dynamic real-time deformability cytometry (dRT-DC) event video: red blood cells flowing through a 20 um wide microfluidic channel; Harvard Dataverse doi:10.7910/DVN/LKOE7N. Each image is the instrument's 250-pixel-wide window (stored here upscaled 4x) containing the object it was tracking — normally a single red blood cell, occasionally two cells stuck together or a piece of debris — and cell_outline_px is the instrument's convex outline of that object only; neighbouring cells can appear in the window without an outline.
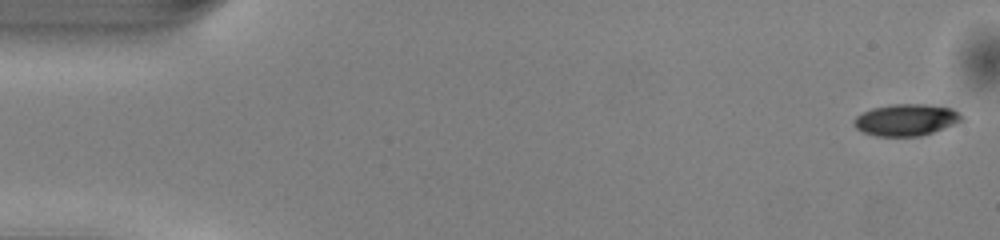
{"species": "common noctule bat (a hibernating species)", "species_latin": "Nyctalus noctula", "temperature_condition": "warm", "stored_images_in_passage": 50, "camera_frame_rate_fps": 3000, "um_per_image_px": 0.085, "animal": {"sex": "male", "body_mass_g": 13.0, "forearm_length_mm": 53.1}, "frame": {"image": 1, "passage_image": 1, "time_ms": 0.0, "image_size_px": [1000, 240], "cell_outline_px": [[964, 120], [932, 132], [920, 136], [876, 136], [864, 132], [856, 128], [852, 124], [852, 120], [856, 116], [872, 108], [896, 104], [924, 104], [952, 108], [960, 112], [964, 116]], "centroid_in_image_um": [77.02, 10.18], "position_along_channel_um": 8.0, "area_um2": 19.88}}
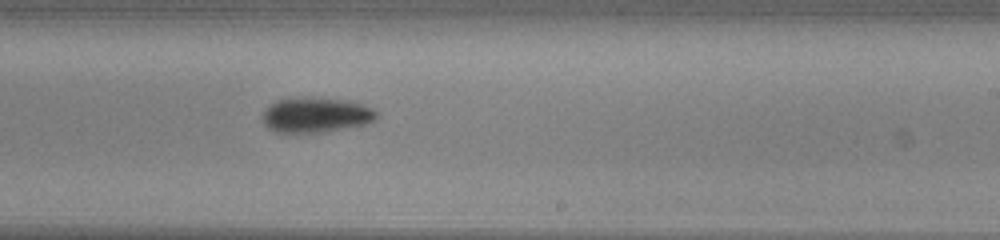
{"frame": {"image": 2, "passage_image": 30, "time_ms": 9.667, "image_size_px": [1000, 240], "cell_outline_px": [[380, 116], [376, 120], [364, 124], [324, 132], [276, 132], [268, 128], [264, 124], [264, 112], [276, 100], [312, 96], [348, 100], [364, 104], [372, 108]], "centroid_in_image_um": [26.91, 9.75], "position_along_channel_um": 262.1, "area_um2": 23.35}}
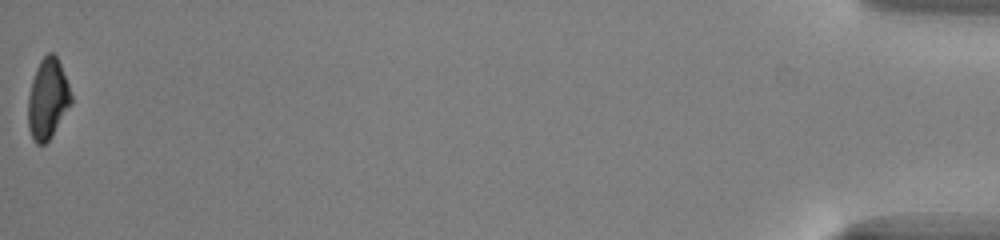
{"frame": {"image": 3, "passage_image": 50, "time_ms": 16.333, "image_size_px": [1000, 240], "cell_outline_px": [[72, 104], [52, 136], [44, 144], [36, 144], [32, 140], [28, 128], [28, 96], [32, 80], [36, 68], [40, 60], [48, 52], [52, 52], [56, 56], [60, 64], [68, 84], [72, 96]], "centroid_in_image_um": [4.05, 8.43], "position_along_channel_um": 431.2, "area_um2": 20.29}, "authors_computed_cell_mechanics": {"area_um2": 21.7039, "velocity_mm_per_s": 4.1079, "shape_relaxation_time_tau1_ms": 2.8425, "shape_relaxation_time_tau2_ms": null, "deformation_change_tau1": 0.1492, "deformation_change_tau2": null}}